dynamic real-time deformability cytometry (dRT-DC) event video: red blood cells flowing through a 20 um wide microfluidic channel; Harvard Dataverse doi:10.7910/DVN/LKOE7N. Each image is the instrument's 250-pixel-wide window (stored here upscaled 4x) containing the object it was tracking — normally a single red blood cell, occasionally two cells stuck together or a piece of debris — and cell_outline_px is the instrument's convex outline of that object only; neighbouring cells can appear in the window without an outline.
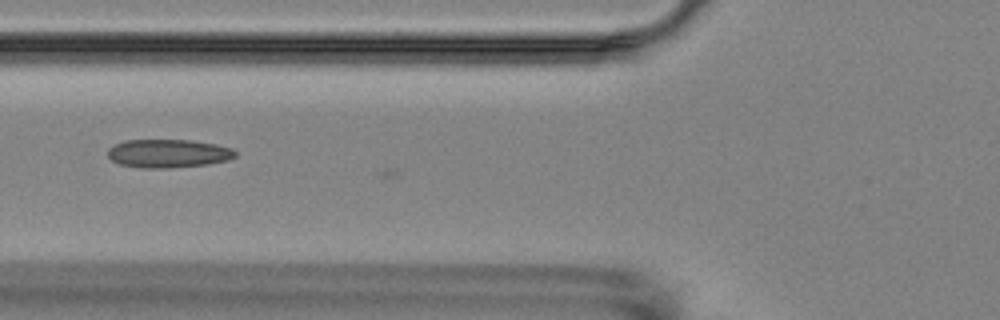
{"species": "Egyptian fruit bat (a non-hibernating species)", "species_latin": "Rousettus aegyptiacus", "temperature_condition": "room temperature", "stored_images_in_passage": 14, "camera_frame_rate_fps": 3000, "um_per_image_px": 0.085, "animal": {"sex": "female"}, "frame": {"image": 1, "passage_image": 5, "time_ms": 5.333, "image_size_px": [1000, 320], "cell_outline_px": [[236, 156], [228, 160], [208, 164], [168, 168], [140, 168], [120, 164], [112, 160], [108, 156], [108, 148], [124, 140], [188, 140], [216, 144], [232, 148], [236, 152]], "centroid_in_image_um": [14.3, 13.04], "position_along_channel_um": 111.5, "area_um2": 21.1}}
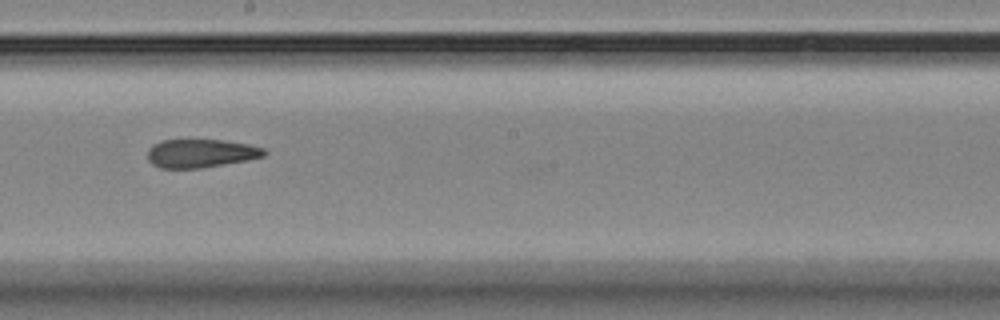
{"frame": {"image": 2, "passage_image": 8, "time_ms": 8.667, "image_size_px": [1000, 320], "cell_outline_px": [[268, 152], [264, 156], [248, 160], [204, 168], [160, 168], [152, 164], [148, 160], [148, 148], [152, 144], [160, 140], [224, 140], [248, 144], [264, 148]], "centroid_in_image_um": [17.07, 13.03], "position_along_channel_um": 231.1, "area_um2": 19.54}}
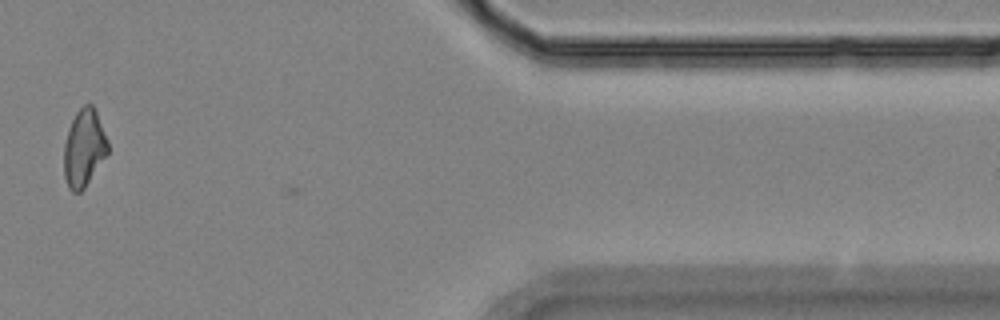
{"frame": {"image": 3, "passage_image": 13, "time_ms": 14.667, "image_size_px": [1000, 320], "cell_outline_px": [[108, 152], [84, 188], [80, 192], [72, 192], [68, 188], [64, 176], [64, 144], [68, 128], [76, 112], [84, 104], [92, 104], [96, 112], [108, 140]], "centroid_in_image_um": [7.12, 12.58], "position_along_channel_um": 404.3, "area_um2": 19.65}, "authors_computed_cell_mechanics": {"area_um2": 20.0855, "velocity_mm_per_s": 3.5956, "shape_relaxation_time_tau1_ms": null, "shape_relaxation_time_tau2_ms": 6.3448, "deformation_change_tau1": null, "deformation_change_tau2": 0.1412}}